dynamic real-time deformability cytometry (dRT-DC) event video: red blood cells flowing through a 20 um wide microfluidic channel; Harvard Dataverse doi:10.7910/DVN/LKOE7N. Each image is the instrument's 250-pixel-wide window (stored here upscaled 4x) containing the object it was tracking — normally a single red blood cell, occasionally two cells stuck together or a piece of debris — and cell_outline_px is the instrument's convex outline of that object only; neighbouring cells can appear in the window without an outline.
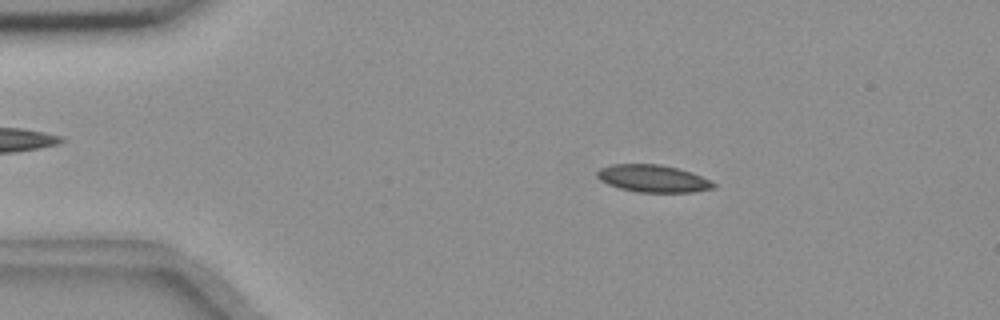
{"species": "common noctule bat (a hibernating species)", "species_latin": "Nyctalus noctula", "temperature_condition": "room temperature", "stored_images_in_passage": 5, "camera_frame_rate_fps": 3000, "um_per_image_px": 0.085, "animal": {"sex": "female", "body_mass_g": 18.4}, "frame": {"image": 1, "passage_image": 3, "time_ms": 2.333, "image_size_px": [1000, 320], "cell_outline_px": [[716, 188], [692, 192], [636, 192], [620, 188], [608, 184], [600, 180], [596, 176], [596, 172], [600, 168], [612, 164], [660, 164], [692, 172], [712, 180], [716, 184]], "centroid_in_image_um": [55.53, 15.17], "position_along_channel_um": 29.5, "area_um2": 18.67}}